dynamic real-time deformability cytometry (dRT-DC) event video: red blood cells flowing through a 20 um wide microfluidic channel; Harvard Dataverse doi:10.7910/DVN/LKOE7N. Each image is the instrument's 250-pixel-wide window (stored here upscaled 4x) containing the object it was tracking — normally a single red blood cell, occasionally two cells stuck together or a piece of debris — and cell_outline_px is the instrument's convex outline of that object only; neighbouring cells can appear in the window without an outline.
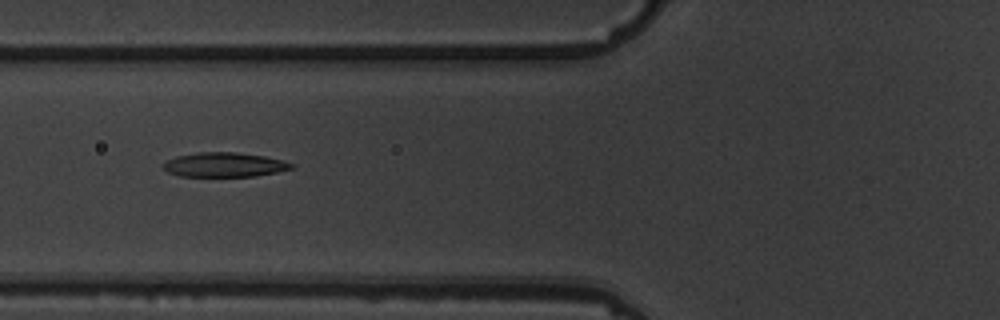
{"species": "common noctule bat (a hibernating species)", "species_latin": "Nyctalus noctula", "temperature_condition": "warm", "stored_images_in_passage": 7, "camera_frame_rate_fps": 3000, "um_per_image_px": 0.085, "animal": {"sex": "male", "body_mass_g": 19.5, "forearm_length_mm": 54.6}, "frame": {"image": 1, "passage_image": 3, "time_ms": 2.333, "image_size_px": [1000, 320], "cell_outline_px": [[296, 168], [256, 176], [180, 176], [168, 172], [160, 164], [176, 156], [200, 152], [236, 152], [264, 156], [284, 160], [292, 164]], "centroid_in_image_um": [19.08, 14.0], "position_along_channel_um": 106.7, "area_um2": 18.26}}
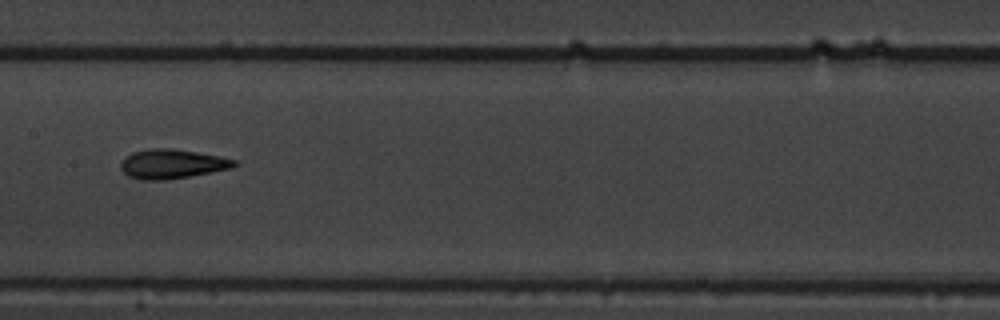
{"frame": {"image": 2, "passage_image": 5, "time_ms": 4.667, "image_size_px": [1000, 320], "cell_outline_px": [[236, 164], [232, 168], [212, 172], [164, 180], [140, 180], [128, 176], [120, 168], [120, 160], [124, 156], [132, 152], [148, 148], [172, 148], [220, 156], [236, 160]], "centroid_in_image_um": [14.56, 13.92], "position_along_channel_um": 192.8, "area_um2": 19.54}}
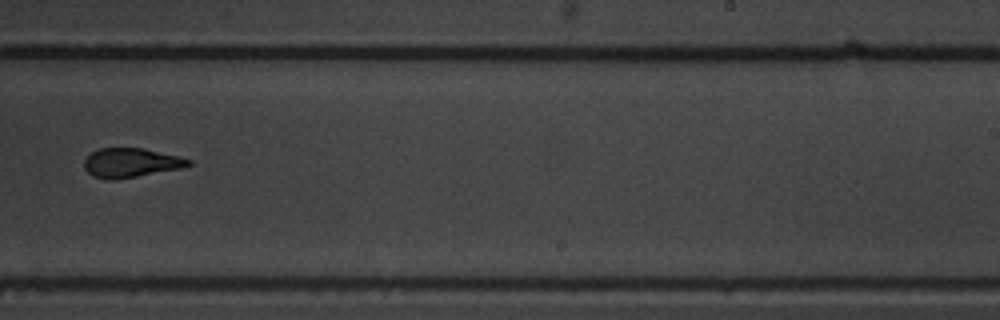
{"frame": {"image": 3, "passage_image": 7, "time_ms": 7.0, "image_size_px": [1000, 320], "cell_outline_px": [[192, 164], [180, 168], [116, 180], [108, 180], [92, 176], [84, 168], [84, 160], [92, 152], [100, 148], [140, 148], [180, 156], [192, 160]], "centroid_in_image_um": [11.11, 13.84], "position_along_channel_um": 277.9, "area_um2": 17.69}}